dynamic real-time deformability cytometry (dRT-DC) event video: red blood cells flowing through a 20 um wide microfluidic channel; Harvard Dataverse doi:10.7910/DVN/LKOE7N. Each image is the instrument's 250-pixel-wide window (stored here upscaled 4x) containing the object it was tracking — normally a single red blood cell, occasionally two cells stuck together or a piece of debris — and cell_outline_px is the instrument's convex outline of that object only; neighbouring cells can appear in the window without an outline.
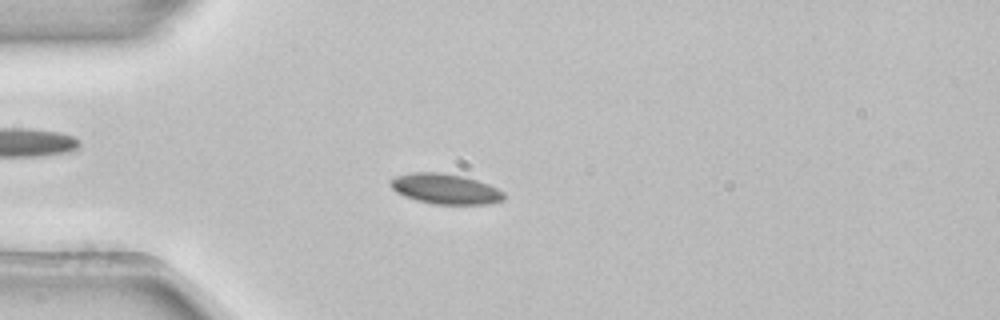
{"species": "common noctule bat (a hibernating species)", "species_latin": "Nyctalus noctula", "temperature_condition": "room temperature", "stored_images_in_passage": 53, "camera_frame_rate_fps": 3000, "um_per_image_px": 0.085, "animal": {"sex": "female", "body_mass_g": 22.7, "forearm_length_mm": 54.2}, "frame": {"image": 1, "passage_image": 14, "time_ms": 4.333, "image_size_px": [1000, 320], "cell_outline_px": [[504, 200], [488, 204], [436, 204], [416, 200], [404, 196], [396, 192], [388, 184], [388, 180], [392, 176], [412, 172], [440, 172], [464, 176], [488, 184], [504, 192]], "centroid_in_image_um": [37.79, 16.04], "position_along_channel_um": 47.2, "area_um2": 20.23}}
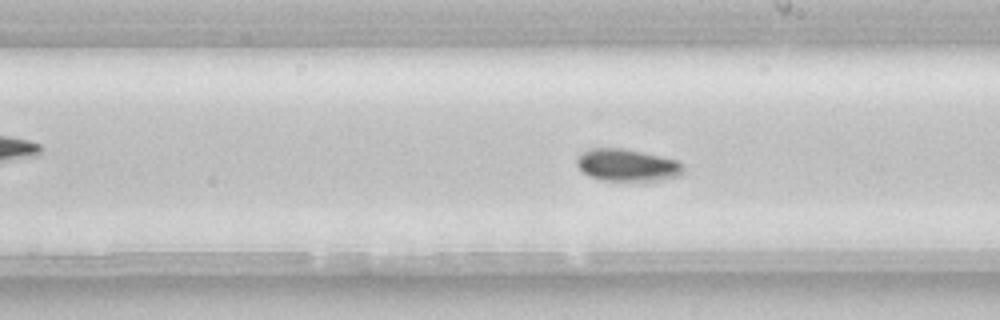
{"frame": {"image": 2, "passage_image": 30, "time_ms": 9.667, "image_size_px": [1000, 320], "cell_outline_px": [[684, 172], [680, 176], [664, 180], [600, 180], [584, 172], [576, 164], [576, 160], [584, 152], [592, 148], [624, 148], [680, 160], [684, 164]], "centroid_in_image_um": [53.4, 14.03], "position_along_channel_um": 235.6, "area_um2": 20.0}}
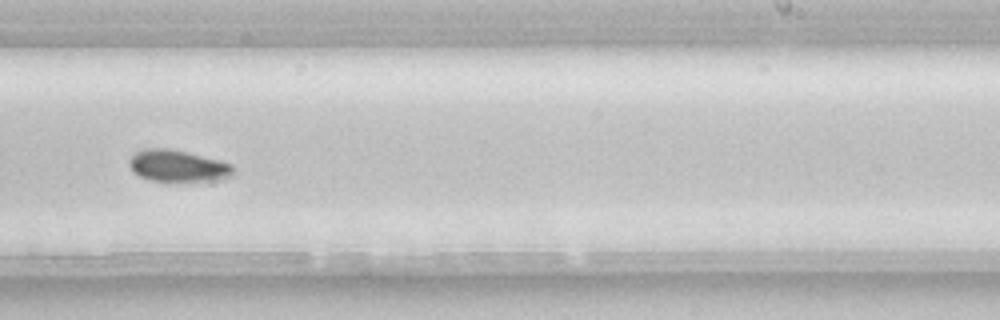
{"frame": {"image": 3, "passage_image": 33, "time_ms": 10.667, "image_size_px": [1000, 320], "cell_outline_px": [[236, 168], [232, 176], [220, 180], [152, 180], [140, 176], [128, 164], [128, 160], [136, 152], [144, 148], [168, 148], [220, 160], [232, 164]], "centroid_in_image_um": [15.16, 14.08], "position_along_channel_um": 273.8, "area_um2": 18.96}, "authors_computed_cell_mechanics": {"area_um2": 19.2474, "velocity_mm_per_s": 3.8473, "shape_relaxation_time_tau1_ms": 1.6685, "shape_relaxation_time_tau2_ms": null, "deformation_change_tau1": 0.0444, "deformation_change_tau2": null}}